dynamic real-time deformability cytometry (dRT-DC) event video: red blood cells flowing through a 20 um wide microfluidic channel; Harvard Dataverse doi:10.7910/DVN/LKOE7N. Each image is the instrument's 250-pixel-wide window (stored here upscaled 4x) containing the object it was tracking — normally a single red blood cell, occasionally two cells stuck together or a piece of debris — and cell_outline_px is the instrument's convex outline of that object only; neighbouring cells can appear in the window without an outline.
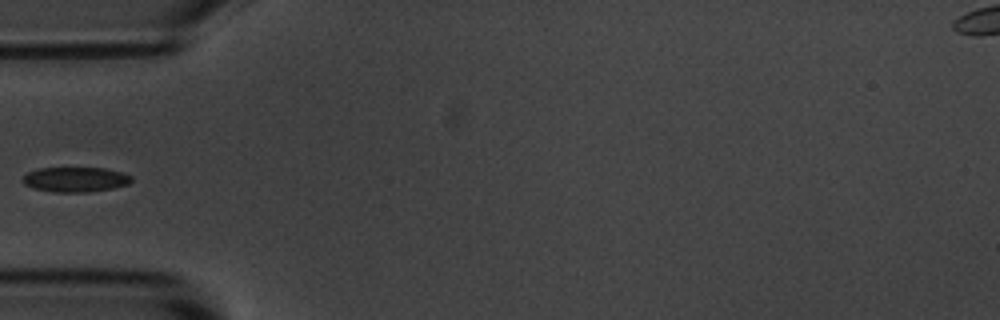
{"species": "common noctule bat (a hibernating species)", "species_latin": "Nyctalus noctula", "temperature_condition": "room temperature", "stored_images_in_passage": 9, "camera_frame_rate_fps": 3000, "um_per_image_px": 0.085, "animal": {"sex": "male", "body_mass_g": 20.1, "forearm_length_mm": 53.5}, "frame": {"image": 1, "passage_image": 9, "time_ms": 1672.0, "image_size_px": [1000, 320], "cell_outline_px": [[132, 180], [128, 184], [112, 188], [88, 192], [52, 192], [32, 188], [24, 184], [20, 180], [28, 172], [40, 168], [104, 168], [120, 172], [132, 176]], "centroid_in_image_um": [6.37, 15.26], "position_along_channel_um": 78.6, "area_um2": 15.78}}